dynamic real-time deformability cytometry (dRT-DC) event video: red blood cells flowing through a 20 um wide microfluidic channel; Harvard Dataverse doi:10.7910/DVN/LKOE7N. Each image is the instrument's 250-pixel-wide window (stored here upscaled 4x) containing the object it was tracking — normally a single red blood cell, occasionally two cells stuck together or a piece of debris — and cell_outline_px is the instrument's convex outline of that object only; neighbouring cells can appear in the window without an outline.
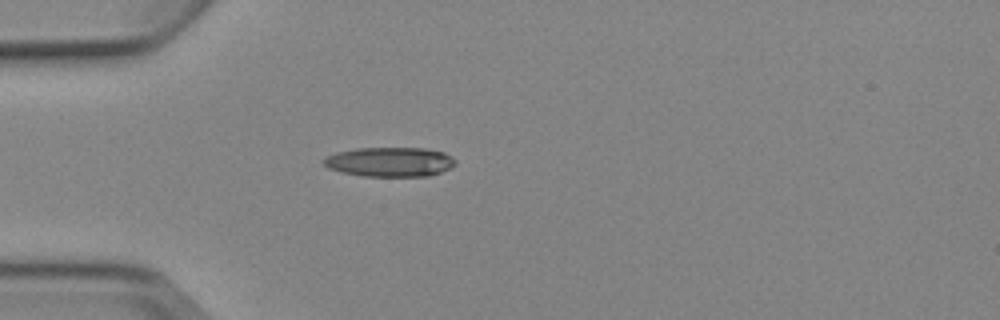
{"species": "Egyptian fruit bat (a non-hibernating species)", "species_latin": "Rousettus aegyptiacus", "temperature_condition": "cold", "stored_images_in_passage": 4, "camera_frame_rate_fps": 3000, "um_per_image_px": 0.085, "animal": {"sex": "female"}, "frame": {"image": 1, "passage_image": 4, "time_ms": 3.667, "image_size_px": [1000, 320], "cell_outline_px": [[456, 164], [452, 168], [428, 176], [364, 176], [340, 172], [328, 168], [324, 164], [324, 160], [328, 156], [336, 152], [356, 148], [424, 148], [444, 152], [452, 156], [456, 160]], "centroid_in_image_um": [33.17, 13.76], "position_along_channel_um": 51.8, "area_um2": 22.72}}